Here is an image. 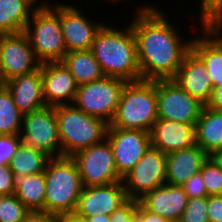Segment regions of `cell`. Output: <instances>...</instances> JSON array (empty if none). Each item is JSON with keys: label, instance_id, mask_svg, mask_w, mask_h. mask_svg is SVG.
I'll use <instances>...</instances> for the list:
<instances>
[{"label": "cell", "instance_id": "14", "mask_svg": "<svg viewBox=\"0 0 222 222\" xmlns=\"http://www.w3.org/2000/svg\"><path fill=\"white\" fill-rule=\"evenodd\" d=\"M40 63L35 58L27 34H0V68L5 79L36 70Z\"/></svg>", "mask_w": 222, "mask_h": 222}, {"label": "cell", "instance_id": "4", "mask_svg": "<svg viewBox=\"0 0 222 222\" xmlns=\"http://www.w3.org/2000/svg\"><path fill=\"white\" fill-rule=\"evenodd\" d=\"M44 212H74L84 185L77 165L70 156L50 158L45 171Z\"/></svg>", "mask_w": 222, "mask_h": 222}, {"label": "cell", "instance_id": "33", "mask_svg": "<svg viewBox=\"0 0 222 222\" xmlns=\"http://www.w3.org/2000/svg\"><path fill=\"white\" fill-rule=\"evenodd\" d=\"M138 200L128 199L110 214V222H137Z\"/></svg>", "mask_w": 222, "mask_h": 222}, {"label": "cell", "instance_id": "1", "mask_svg": "<svg viewBox=\"0 0 222 222\" xmlns=\"http://www.w3.org/2000/svg\"><path fill=\"white\" fill-rule=\"evenodd\" d=\"M160 10L157 6L142 5L130 24L142 80L173 79L191 50L192 37L184 41V36Z\"/></svg>", "mask_w": 222, "mask_h": 222}, {"label": "cell", "instance_id": "27", "mask_svg": "<svg viewBox=\"0 0 222 222\" xmlns=\"http://www.w3.org/2000/svg\"><path fill=\"white\" fill-rule=\"evenodd\" d=\"M49 157L43 151L27 146L23 142L9 163L13 174L32 175L45 171Z\"/></svg>", "mask_w": 222, "mask_h": 222}, {"label": "cell", "instance_id": "26", "mask_svg": "<svg viewBox=\"0 0 222 222\" xmlns=\"http://www.w3.org/2000/svg\"><path fill=\"white\" fill-rule=\"evenodd\" d=\"M61 62L73 75L78 86L105 76L91 50L67 52Z\"/></svg>", "mask_w": 222, "mask_h": 222}, {"label": "cell", "instance_id": "9", "mask_svg": "<svg viewBox=\"0 0 222 222\" xmlns=\"http://www.w3.org/2000/svg\"><path fill=\"white\" fill-rule=\"evenodd\" d=\"M22 142L43 151L49 157H61L58 120L55 107L46 106L22 116Z\"/></svg>", "mask_w": 222, "mask_h": 222}, {"label": "cell", "instance_id": "13", "mask_svg": "<svg viewBox=\"0 0 222 222\" xmlns=\"http://www.w3.org/2000/svg\"><path fill=\"white\" fill-rule=\"evenodd\" d=\"M201 36L192 38L191 49L203 60L213 88L222 83V19L200 15Z\"/></svg>", "mask_w": 222, "mask_h": 222}, {"label": "cell", "instance_id": "38", "mask_svg": "<svg viewBox=\"0 0 222 222\" xmlns=\"http://www.w3.org/2000/svg\"><path fill=\"white\" fill-rule=\"evenodd\" d=\"M137 222H171L168 219H165L157 214L151 213L145 210L138 202L137 206Z\"/></svg>", "mask_w": 222, "mask_h": 222}, {"label": "cell", "instance_id": "30", "mask_svg": "<svg viewBox=\"0 0 222 222\" xmlns=\"http://www.w3.org/2000/svg\"><path fill=\"white\" fill-rule=\"evenodd\" d=\"M200 173L208 196L222 195V170L208 157Z\"/></svg>", "mask_w": 222, "mask_h": 222}, {"label": "cell", "instance_id": "17", "mask_svg": "<svg viewBox=\"0 0 222 222\" xmlns=\"http://www.w3.org/2000/svg\"><path fill=\"white\" fill-rule=\"evenodd\" d=\"M42 89L46 106L71 105L78 85L62 62L41 64Z\"/></svg>", "mask_w": 222, "mask_h": 222}, {"label": "cell", "instance_id": "5", "mask_svg": "<svg viewBox=\"0 0 222 222\" xmlns=\"http://www.w3.org/2000/svg\"><path fill=\"white\" fill-rule=\"evenodd\" d=\"M58 120L62 156H72L75 152L102 142L106 138L109 124L71 105L55 107Z\"/></svg>", "mask_w": 222, "mask_h": 222}, {"label": "cell", "instance_id": "36", "mask_svg": "<svg viewBox=\"0 0 222 222\" xmlns=\"http://www.w3.org/2000/svg\"><path fill=\"white\" fill-rule=\"evenodd\" d=\"M15 194L13 172L9 165H0V196Z\"/></svg>", "mask_w": 222, "mask_h": 222}, {"label": "cell", "instance_id": "20", "mask_svg": "<svg viewBox=\"0 0 222 222\" xmlns=\"http://www.w3.org/2000/svg\"><path fill=\"white\" fill-rule=\"evenodd\" d=\"M149 133L151 146L164 154L196 144L195 126L187 123L157 119Z\"/></svg>", "mask_w": 222, "mask_h": 222}, {"label": "cell", "instance_id": "15", "mask_svg": "<svg viewBox=\"0 0 222 222\" xmlns=\"http://www.w3.org/2000/svg\"><path fill=\"white\" fill-rule=\"evenodd\" d=\"M60 23L67 52L91 50L98 31L105 24L87 19L78 6L64 2H60Z\"/></svg>", "mask_w": 222, "mask_h": 222}, {"label": "cell", "instance_id": "22", "mask_svg": "<svg viewBox=\"0 0 222 222\" xmlns=\"http://www.w3.org/2000/svg\"><path fill=\"white\" fill-rule=\"evenodd\" d=\"M209 155L197 144L166 154V183L182 186L200 172Z\"/></svg>", "mask_w": 222, "mask_h": 222}, {"label": "cell", "instance_id": "8", "mask_svg": "<svg viewBox=\"0 0 222 222\" xmlns=\"http://www.w3.org/2000/svg\"><path fill=\"white\" fill-rule=\"evenodd\" d=\"M77 165L84 187L107 185L122 181L110 142H102L79 150L70 156Z\"/></svg>", "mask_w": 222, "mask_h": 222}, {"label": "cell", "instance_id": "7", "mask_svg": "<svg viewBox=\"0 0 222 222\" xmlns=\"http://www.w3.org/2000/svg\"><path fill=\"white\" fill-rule=\"evenodd\" d=\"M128 81L104 76L99 80L78 86L73 105L88 115L110 123L119 105L121 94Z\"/></svg>", "mask_w": 222, "mask_h": 222}, {"label": "cell", "instance_id": "40", "mask_svg": "<svg viewBox=\"0 0 222 222\" xmlns=\"http://www.w3.org/2000/svg\"><path fill=\"white\" fill-rule=\"evenodd\" d=\"M206 107L222 111V83L213 88L211 98Z\"/></svg>", "mask_w": 222, "mask_h": 222}, {"label": "cell", "instance_id": "16", "mask_svg": "<svg viewBox=\"0 0 222 222\" xmlns=\"http://www.w3.org/2000/svg\"><path fill=\"white\" fill-rule=\"evenodd\" d=\"M127 200L122 181L84 187L78 198L75 212L84 218L99 214L110 215Z\"/></svg>", "mask_w": 222, "mask_h": 222}, {"label": "cell", "instance_id": "2", "mask_svg": "<svg viewBox=\"0 0 222 222\" xmlns=\"http://www.w3.org/2000/svg\"><path fill=\"white\" fill-rule=\"evenodd\" d=\"M128 24L127 28L121 29L104 24L96 35L91 51L105 76L138 81L142 79L136 40Z\"/></svg>", "mask_w": 222, "mask_h": 222}, {"label": "cell", "instance_id": "10", "mask_svg": "<svg viewBox=\"0 0 222 222\" xmlns=\"http://www.w3.org/2000/svg\"><path fill=\"white\" fill-rule=\"evenodd\" d=\"M156 95L158 119L195 126L205 106L173 79L156 80Z\"/></svg>", "mask_w": 222, "mask_h": 222}, {"label": "cell", "instance_id": "6", "mask_svg": "<svg viewBox=\"0 0 222 222\" xmlns=\"http://www.w3.org/2000/svg\"><path fill=\"white\" fill-rule=\"evenodd\" d=\"M24 32L27 34L35 58L40 64L61 62L67 53L61 31L60 3L38 7Z\"/></svg>", "mask_w": 222, "mask_h": 222}, {"label": "cell", "instance_id": "11", "mask_svg": "<svg viewBox=\"0 0 222 222\" xmlns=\"http://www.w3.org/2000/svg\"><path fill=\"white\" fill-rule=\"evenodd\" d=\"M128 199L139 200L144 194L166 183V154L150 146L143 157L122 179Z\"/></svg>", "mask_w": 222, "mask_h": 222}, {"label": "cell", "instance_id": "39", "mask_svg": "<svg viewBox=\"0 0 222 222\" xmlns=\"http://www.w3.org/2000/svg\"><path fill=\"white\" fill-rule=\"evenodd\" d=\"M21 222H56V215L44 211H29Z\"/></svg>", "mask_w": 222, "mask_h": 222}, {"label": "cell", "instance_id": "25", "mask_svg": "<svg viewBox=\"0 0 222 222\" xmlns=\"http://www.w3.org/2000/svg\"><path fill=\"white\" fill-rule=\"evenodd\" d=\"M13 184L15 196L29 211H44V172L26 176L13 174Z\"/></svg>", "mask_w": 222, "mask_h": 222}, {"label": "cell", "instance_id": "21", "mask_svg": "<svg viewBox=\"0 0 222 222\" xmlns=\"http://www.w3.org/2000/svg\"><path fill=\"white\" fill-rule=\"evenodd\" d=\"M6 87L23 115L46 107L42 89L41 64L30 73L9 79Z\"/></svg>", "mask_w": 222, "mask_h": 222}, {"label": "cell", "instance_id": "35", "mask_svg": "<svg viewBox=\"0 0 222 222\" xmlns=\"http://www.w3.org/2000/svg\"><path fill=\"white\" fill-rule=\"evenodd\" d=\"M200 15L209 20L222 19V0H200Z\"/></svg>", "mask_w": 222, "mask_h": 222}, {"label": "cell", "instance_id": "29", "mask_svg": "<svg viewBox=\"0 0 222 222\" xmlns=\"http://www.w3.org/2000/svg\"><path fill=\"white\" fill-rule=\"evenodd\" d=\"M29 210L15 196H0V222H21Z\"/></svg>", "mask_w": 222, "mask_h": 222}, {"label": "cell", "instance_id": "43", "mask_svg": "<svg viewBox=\"0 0 222 222\" xmlns=\"http://www.w3.org/2000/svg\"><path fill=\"white\" fill-rule=\"evenodd\" d=\"M86 222H110V215L99 214L86 217Z\"/></svg>", "mask_w": 222, "mask_h": 222}, {"label": "cell", "instance_id": "42", "mask_svg": "<svg viewBox=\"0 0 222 222\" xmlns=\"http://www.w3.org/2000/svg\"><path fill=\"white\" fill-rule=\"evenodd\" d=\"M209 157L215 162V164L222 170V148L213 151Z\"/></svg>", "mask_w": 222, "mask_h": 222}, {"label": "cell", "instance_id": "34", "mask_svg": "<svg viewBox=\"0 0 222 222\" xmlns=\"http://www.w3.org/2000/svg\"><path fill=\"white\" fill-rule=\"evenodd\" d=\"M184 192L188 199L197 197H208L206 187L200 172L190 177L183 185Z\"/></svg>", "mask_w": 222, "mask_h": 222}, {"label": "cell", "instance_id": "32", "mask_svg": "<svg viewBox=\"0 0 222 222\" xmlns=\"http://www.w3.org/2000/svg\"><path fill=\"white\" fill-rule=\"evenodd\" d=\"M21 143L20 134H0V165H9Z\"/></svg>", "mask_w": 222, "mask_h": 222}, {"label": "cell", "instance_id": "28", "mask_svg": "<svg viewBox=\"0 0 222 222\" xmlns=\"http://www.w3.org/2000/svg\"><path fill=\"white\" fill-rule=\"evenodd\" d=\"M22 116L23 114L18 110L7 87L0 90V134H20Z\"/></svg>", "mask_w": 222, "mask_h": 222}, {"label": "cell", "instance_id": "19", "mask_svg": "<svg viewBox=\"0 0 222 222\" xmlns=\"http://www.w3.org/2000/svg\"><path fill=\"white\" fill-rule=\"evenodd\" d=\"M139 204L147 211L171 222H179L188 203V196L182 186L165 183L144 194Z\"/></svg>", "mask_w": 222, "mask_h": 222}, {"label": "cell", "instance_id": "18", "mask_svg": "<svg viewBox=\"0 0 222 222\" xmlns=\"http://www.w3.org/2000/svg\"><path fill=\"white\" fill-rule=\"evenodd\" d=\"M173 80L203 105L209 102L213 84L203 60L191 49Z\"/></svg>", "mask_w": 222, "mask_h": 222}, {"label": "cell", "instance_id": "44", "mask_svg": "<svg viewBox=\"0 0 222 222\" xmlns=\"http://www.w3.org/2000/svg\"><path fill=\"white\" fill-rule=\"evenodd\" d=\"M6 85H7V80L5 79L3 72L1 71L0 68V90L6 88Z\"/></svg>", "mask_w": 222, "mask_h": 222}, {"label": "cell", "instance_id": "46", "mask_svg": "<svg viewBox=\"0 0 222 222\" xmlns=\"http://www.w3.org/2000/svg\"><path fill=\"white\" fill-rule=\"evenodd\" d=\"M109 1H112L114 3V2H120L121 0H109ZM122 1H124V0H122ZM107 2H108V0H107Z\"/></svg>", "mask_w": 222, "mask_h": 222}, {"label": "cell", "instance_id": "3", "mask_svg": "<svg viewBox=\"0 0 222 222\" xmlns=\"http://www.w3.org/2000/svg\"><path fill=\"white\" fill-rule=\"evenodd\" d=\"M157 119L156 80L128 81L108 128L149 132Z\"/></svg>", "mask_w": 222, "mask_h": 222}, {"label": "cell", "instance_id": "41", "mask_svg": "<svg viewBox=\"0 0 222 222\" xmlns=\"http://www.w3.org/2000/svg\"><path fill=\"white\" fill-rule=\"evenodd\" d=\"M56 222H86V219L74 211L56 214Z\"/></svg>", "mask_w": 222, "mask_h": 222}, {"label": "cell", "instance_id": "37", "mask_svg": "<svg viewBox=\"0 0 222 222\" xmlns=\"http://www.w3.org/2000/svg\"><path fill=\"white\" fill-rule=\"evenodd\" d=\"M207 214L209 222H222V195L207 197Z\"/></svg>", "mask_w": 222, "mask_h": 222}, {"label": "cell", "instance_id": "23", "mask_svg": "<svg viewBox=\"0 0 222 222\" xmlns=\"http://www.w3.org/2000/svg\"><path fill=\"white\" fill-rule=\"evenodd\" d=\"M37 8L31 0H0V34L23 32Z\"/></svg>", "mask_w": 222, "mask_h": 222}, {"label": "cell", "instance_id": "45", "mask_svg": "<svg viewBox=\"0 0 222 222\" xmlns=\"http://www.w3.org/2000/svg\"><path fill=\"white\" fill-rule=\"evenodd\" d=\"M31 1H33L35 4L37 3V6H38V7H45V6L50 5V2H47V3H49V4H47L46 1L43 2V3H41L40 5L38 4V2H36V1H38V0H31Z\"/></svg>", "mask_w": 222, "mask_h": 222}, {"label": "cell", "instance_id": "24", "mask_svg": "<svg viewBox=\"0 0 222 222\" xmlns=\"http://www.w3.org/2000/svg\"><path fill=\"white\" fill-rule=\"evenodd\" d=\"M195 143L208 155L222 148V111L204 106L195 125Z\"/></svg>", "mask_w": 222, "mask_h": 222}, {"label": "cell", "instance_id": "31", "mask_svg": "<svg viewBox=\"0 0 222 222\" xmlns=\"http://www.w3.org/2000/svg\"><path fill=\"white\" fill-rule=\"evenodd\" d=\"M180 222H209L207 214V197L188 199Z\"/></svg>", "mask_w": 222, "mask_h": 222}, {"label": "cell", "instance_id": "12", "mask_svg": "<svg viewBox=\"0 0 222 222\" xmlns=\"http://www.w3.org/2000/svg\"><path fill=\"white\" fill-rule=\"evenodd\" d=\"M106 138L110 142L116 169L122 178L151 146L150 133L142 130L108 128Z\"/></svg>", "mask_w": 222, "mask_h": 222}]
</instances>
